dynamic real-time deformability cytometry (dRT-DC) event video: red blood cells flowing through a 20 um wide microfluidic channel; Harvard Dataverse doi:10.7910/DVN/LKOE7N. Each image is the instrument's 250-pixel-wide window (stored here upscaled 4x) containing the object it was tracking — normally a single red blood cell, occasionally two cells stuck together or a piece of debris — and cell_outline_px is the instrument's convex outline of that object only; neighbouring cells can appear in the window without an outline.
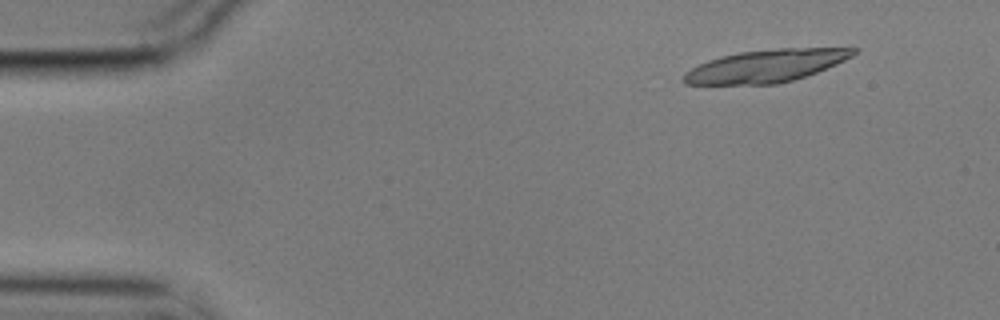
{"species": "common noctule bat (a hibernating species)", "species_latin": "Nyctalus noctula", "temperature_condition": "cold", "stored_images_in_passage": 19, "camera_frame_rate_fps": 3000, "um_per_image_px": 0.085, "animal": {"sex": "male", "body_mass_g": 17.9}, "frame": {"image": 1, "passage_image": 6, "time_ms": 1.667, "image_size_px": [1000, 320], "cell_outline_px": [[860, 48], [852, 56], [836, 64], [816, 72], [792, 80], [776, 84], [684, 84], [680, 80], [684, 72], [708, 60], [720, 56], [740, 52], [776, 48]], "centroid_in_image_um": [65.06, 5.6], "position_along_channel_um": 19.9, "area_um2": 32.02}}